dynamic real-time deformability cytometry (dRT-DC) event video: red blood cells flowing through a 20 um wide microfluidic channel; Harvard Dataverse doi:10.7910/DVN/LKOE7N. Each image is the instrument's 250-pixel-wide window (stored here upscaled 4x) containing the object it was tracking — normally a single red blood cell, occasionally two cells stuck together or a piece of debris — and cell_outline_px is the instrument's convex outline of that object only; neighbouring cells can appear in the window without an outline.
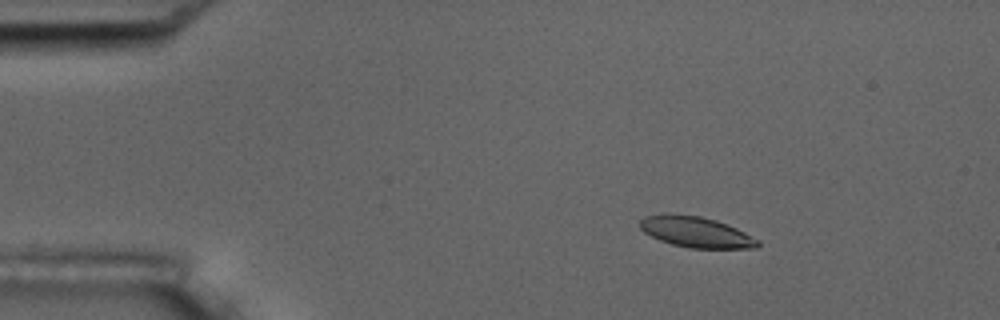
{"species": "common noctule bat (a hibernating species)", "species_latin": "Nyctalus noctula", "temperature_condition": "room temperature", "stored_images_in_passage": 4, "camera_frame_rate_fps": 3000, "um_per_image_px": 0.085, "animal": {"sex": "male", "body_mass_g": 17.5, "forearm_length_mm": 52.3}, "frame": {"image": 1, "passage_image": 2, "time_ms": 1.333, "image_size_px": [1000, 320], "cell_outline_px": [[760, 244], [756, 248], [688, 248], [672, 244], [660, 240], [644, 232], [640, 228], [640, 220], [644, 216], [668, 212], [700, 216], [716, 220], [736, 228], [760, 240]], "centroid_in_image_um": [59.14, 19.71], "position_along_channel_um": 25.9, "area_um2": 21.27}}